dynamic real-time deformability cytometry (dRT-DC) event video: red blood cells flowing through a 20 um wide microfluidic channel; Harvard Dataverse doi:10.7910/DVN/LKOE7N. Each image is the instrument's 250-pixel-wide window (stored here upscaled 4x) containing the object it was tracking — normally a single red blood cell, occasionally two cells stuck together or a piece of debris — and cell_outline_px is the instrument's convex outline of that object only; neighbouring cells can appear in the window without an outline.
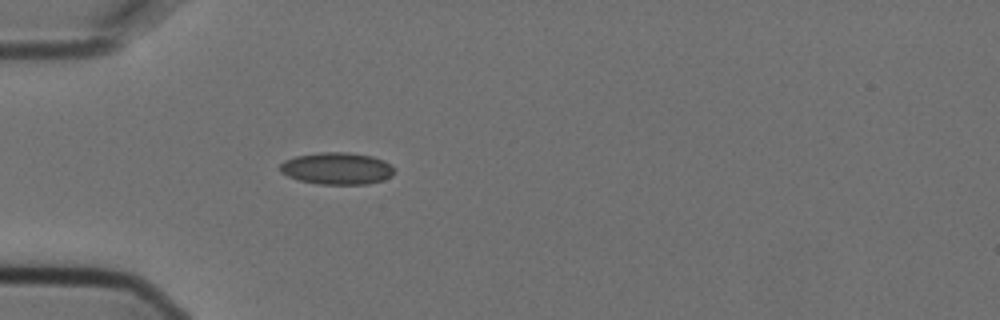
{"species": "Egyptian fruit bat (a non-hibernating species)", "species_latin": "Rousettus aegyptiacus", "temperature_condition": "cold", "stored_images_in_passage": 5, "camera_frame_rate_fps": 3000, "um_per_image_px": 0.085, "animal": {"sex": "female"}, "frame": {"image": 1, "passage_image": 5, "time_ms": 1.333, "image_size_px": [1000, 320], "cell_outline_px": [[392, 176], [384, 180], [368, 184], [316, 184], [300, 180], [288, 176], [280, 172], [280, 164], [284, 160], [296, 156], [320, 152], [348, 152], [372, 156], [384, 160], [392, 168]], "centroid_in_image_um": [28.62, 14.32], "position_along_channel_um": 56.4, "area_um2": 21.27}}